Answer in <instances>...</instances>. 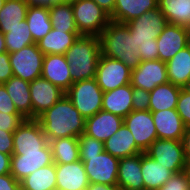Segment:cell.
<instances>
[{
	"mask_svg": "<svg viewBox=\"0 0 190 190\" xmlns=\"http://www.w3.org/2000/svg\"><path fill=\"white\" fill-rule=\"evenodd\" d=\"M73 82L96 77V70L101 56L98 36L82 35L65 53Z\"/></svg>",
	"mask_w": 190,
	"mask_h": 190,
	"instance_id": "cell-4",
	"label": "cell"
},
{
	"mask_svg": "<svg viewBox=\"0 0 190 190\" xmlns=\"http://www.w3.org/2000/svg\"><path fill=\"white\" fill-rule=\"evenodd\" d=\"M183 88L190 93V80L187 82V84Z\"/></svg>",
	"mask_w": 190,
	"mask_h": 190,
	"instance_id": "cell-53",
	"label": "cell"
},
{
	"mask_svg": "<svg viewBox=\"0 0 190 190\" xmlns=\"http://www.w3.org/2000/svg\"><path fill=\"white\" fill-rule=\"evenodd\" d=\"M187 47H188L189 50H190V35H188V38H187Z\"/></svg>",
	"mask_w": 190,
	"mask_h": 190,
	"instance_id": "cell-54",
	"label": "cell"
},
{
	"mask_svg": "<svg viewBox=\"0 0 190 190\" xmlns=\"http://www.w3.org/2000/svg\"><path fill=\"white\" fill-rule=\"evenodd\" d=\"M13 133L0 129V152L9 154L13 153Z\"/></svg>",
	"mask_w": 190,
	"mask_h": 190,
	"instance_id": "cell-44",
	"label": "cell"
},
{
	"mask_svg": "<svg viewBox=\"0 0 190 190\" xmlns=\"http://www.w3.org/2000/svg\"><path fill=\"white\" fill-rule=\"evenodd\" d=\"M104 151L119 159L143 153L124 123L116 133L104 142Z\"/></svg>",
	"mask_w": 190,
	"mask_h": 190,
	"instance_id": "cell-22",
	"label": "cell"
},
{
	"mask_svg": "<svg viewBox=\"0 0 190 190\" xmlns=\"http://www.w3.org/2000/svg\"><path fill=\"white\" fill-rule=\"evenodd\" d=\"M28 6L51 8L62 0H24Z\"/></svg>",
	"mask_w": 190,
	"mask_h": 190,
	"instance_id": "cell-46",
	"label": "cell"
},
{
	"mask_svg": "<svg viewBox=\"0 0 190 190\" xmlns=\"http://www.w3.org/2000/svg\"><path fill=\"white\" fill-rule=\"evenodd\" d=\"M157 3L169 24L190 25V0H158Z\"/></svg>",
	"mask_w": 190,
	"mask_h": 190,
	"instance_id": "cell-31",
	"label": "cell"
},
{
	"mask_svg": "<svg viewBox=\"0 0 190 190\" xmlns=\"http://www.w3.org/2000/svg\"><path fill=\"white\" fill-rule=\"evenodd\" d=\"M0 112H8V114H20L17 111L12 99L8 95L4 84H0Z\"/></svg>",
	"mask_w": 190,
	"mask_h": 190,
	"instance_id": "cell-42",
	"label": "cell"
},
{
	"mask_svg": "<svg viewBox=\"0 0 190 190\" xmlns=\"http://www.w3.org/2000/svg\"><path fill=\"white\" fill-rule=\"evenodd\" d=\"M11 155L0 152V175L10 173Z\"/></svg>",
	"mask_w": 190,
	"mask_h": 190,
	"instance_id": "cell-47",
	"label": "cell"
},
{
	"mask_svg": "<svg viewBox=\"0 0 190 190\" xmlns=\"http://www.w3.org/2000/svg\"><path fill=\"white\" fill-rule=\"evenodd\" d=\"M145 153L174 174L184 170L186 158L182 140L157 138Z\"/></svg>",
	"mask_w": 190,
	"mask_h": 190,
	"instance_id": "cell-9",
	"label": "cell"
},
{
	"mask_svg": "<svg viewBox=\"0 0 190 190\" xmlns=\"http://www.w3.org/2000/svg\"><path fill=\"white\" fill-rule=\"evenodd\" d=\"M79 142V155L80 156H93L98 155L104 151V143L98 141L97 139L86 135L85 133L81 134L78 137Z\"/></svg>",
	"mask_w": 190,
	"mask_h": 190,
	"instance_id": "cell-37",
	"label": "cell"
},
{
	"mask_svg": "<svg viewBox=\"0 0 190 190\" xmlns=\"http://www.w3.org/2000/svg\"><path fill=\"white\" fill-rule=\"evenodd\" d=\"M7 52L4 34L0 31V53Z\"/></svg>",
	"mask_w": 190,
	"mask_h": 190,
	"instance_id": "cell-51",
	"label": "cell"
},
{
	"mask_svg": "<svg viewBox=\"0 0 190 190\" xmlns=\"http://www.w3.org/2000/svg\"><path fill=\"white\" fill-rule=\"evenodd\" d=\"M4 86L12 99L17 111L25 118L32 119V102L30 97V82L12 76Z\"/></svg>",
	"mask_w": 190,
	"mask_h": 190,
	"instance_id": "cell-26",
	"label": "cell"
},
{
	"mask_svg": "<svg viewBox=\"0 0 190 190\" xmlns=\"http://www.w3.org/2000/svg\"><path fill=\"white\" fill-rule=\"evenodd\" d=\"M4 37L8 53L19 51L23 47L35 43L26 19L19 22L18 26L9 29L8 33H4Z\"/></svg>",
	"mask_w": 190,
	"mask_h": 190,
	"instance_id": "cell-36",
	"label": "cell"
},
{
	"mask_svg": "<svg viewBox=\"0 0 190 190\" xmlns=\"http://www.w3.org/2000/svg\"><path fill=\"white\" fill-rule=\"evenodd\" d=\"M26 22L37 43L53 28L49 16V8L29 6L26 14Z\"/></svg>",
	"mask_w": 190,
	"mask_h": 190,
	"instance_id": "cell-34",
	"label": "cell"
},
{
	"mask_svg": "<svg viewBox=\"0 0 190 190\" xmlns=\"http://www.w3.org/2000/svg\"><path fill=\"white\" fill-rule=\"evenodd\" d=\"M36 119L49 142L64 137L78 138L85 132L86 119L66 95Z\"/></svg>",
	"mask_w": 190,
	"mask_h": 190,
	"instance_id": "cell-1",
	"label": "cell"
},
{
	"mask_svg": "<svg viewBox=\"0 0 190 190\" xmlns=\"http://www.w3.org/2000/svg\"><path fill=\"white\" fill-rule=\"evenodd\" d=\"M133 111H147L150 104V92L141 88L132 87Z\"/></svg>",
	"mask_w": 190,
	"mask_h": 190,
	"instance_id": "cell-39",
	"label": "cell"
},
{
	"mask_svg": "<svg viewBox=\"0 0 190 190\" xmlns=\"http://www.w3.org/2000/svg\"><path fill=\"white\" fill-rule=\"evenodd\" d=\"M158 0H115L110 20L127 24L149 10L158 7Z\"/></svg>",
	"mask_w": 190,
	"mask_h": 190,
	"instance_id": "cell-24",
	"label": "cell"
},
{
	"mask_svg": "<svg viewBox=\"0 0 190 190\" xmlns=\"http://www.w3.org/2000/svg\"><path fill=\"white\" fill-rule=\"evenodd\" d=\"M157 190H190V182L182 171L173 174V176Z\"/></svg>",
	"mask_w": 190,
	"mask_h": 190,
	"instance_id": "cell-40",
	"label": "cell"
},
{
	"mask_svg": "<svg viewBox=\"0 0 190 190\" xmlns=\"http://www.w3.org/2000/svg\"><path fill=\"white\" fill-rule=\"evenodd\" d=\"M76 27L81 35L99 36L108 26L110 15L93 0H70Z\"/></svg>",
	"mask_w": 190,
	"mask_h": 190,
	"instance_id": "cell-5",
	"label": "cell"
},
{
	"mask_svg": "<svg viewBox=\"0 0 190 190\" xmlns=\"http://www.w3.org/2000/svg\"><path fill=\"white\" fill-rule=\"evenodd\" d=\"M64 95L63 90L42 77L31 81L32 119H36L45 110L51 108Z\"/></svg>",
	"mask_w": 190,
	"mask_h": 190,
	"instance_id": "cell-15",
	"label": "cell"
},
{
	"mask_svg": "<svg viewBox=\"0 0 190 190\" xmlns=\"http://www.w3.org/2000/svg\"><path fill=\"white\" fill-rule=\"evenodd\" d=\"M167 24L166 17L158 7L146 11L126 24L131 36L139 46L141 61L158 60L156 39Z\"/></svg>",
	"mask_w": 190,
	"mask_h": 190,
	"instance_id": "cell-3",
	"label": "cell"
},
{
	"mask_svg": "<svg viewBox=\"0 0 190 190\" xmlns=\"http://www.w3.org/2000/svg\"><path fill=\"white\" fill-rule=\"evenodd\" d=\"M182 87L170 82L156 86L150 92V111L176 109L179 93Z\"/></svg>",
	"mask_w": 190,
	"mask_h": 190,
	"instance_id": "cell-29",
	"label": "cell"
},
{
	"mask_svg": "<svg viewBox=\"0 0 190 190\" xmlns=\"http://www.w3.org/2000/svg\"><path fill=\"white\" fill-rule=\"evenodd\" d=\"M158 139L182 140L185 128L176 109L151 111Z\"/></svg>",
	"mask_w": 190,
	"mask_h": 190,
	"instance_id": "cell-20",
	"label": "cell"
},
{
	"mask_svg": "<svg viewBox=\"0 0 190 190\" xmlns=\"http://www.w3.org/2000/svg\"><path fill=\"white\" fill-rule=\"evenodd\" d=\"M49 143L37 119H25L13 133L12 155L39 151Z\"/></svg>",
	"mask_w": 190,
	"mask_h": 190,
	"instance_id": "cell-11",
	"label": "cell"
},
{
	"mask_svg": "<svg viewBox=\"0 0 190 190\" xmlns=\"http://www.w3.org/2000/svg\"><path fill=\"white\" fill-rule=\"evenodd\" d=\"M176 111L182 118L186 127L190 126V93L184 88H181L176 106Z\"/></svg>",
	"mask_w": 190,
	"mask_h": 190,
	"instance_id": "cell-38",
	"label": "cell"
},
{
	"mask_svg": "<svg viewBox=\"0 0 190 190\" xmlns=\"http://www.w3.org/2000/svg\"><path fill=\"white\" fill-rule=\"evenodd\" d=\"M13 76L9 53H0V84L6 83Z\"/></svg>",
	"mask_w": 190,
	"mask_h": 190,
	"instance_id": "cell-43",
	"label": "cell"
},
{
	"mask_svg": "<svg viewBox=\"0 0 190 190\" xmlns=\"http://www.w3.org/2000/svg\"><path fill=\"white\" fill-rule=\"evenodd\" d=\"M132 95L131 84H126L114 90L104 92L102 110L124 119L131 111H133Z\"/></svg>",
	"mask_w": 190,
	"mask_h": 190,
	"instance_id": "cell-23",
	"label": "cell"
},
{
	"mask_svg": "<svg viewBox=\"0 0 190 190\" xmlns=\"http://www.w3.org/2000/svg\"><path fill=\"white\" fill-rule=\"evenodd\" d=\"M168 80L171 84L184 87L190 80V50L186 46L166 62Z\"/></svg>",
	"mask_w": 190,
	"mask_h": 190,
	"instance_id": "cell-28",
	"label": "cell"
},
{
	"mask_svg": "<svg viewBox=\"0 0 190 190\" xmlns=\"http://www.w3.org/2000/svg\"><path fill=\"white\" fill-rule=\"evenodd\" d=\"M117 186L125 190H144L141 153L119 160Z\"/></svg>",
	"mask_w": 190,
	"mask_h": 190,
	"instance_id": "cell-21",
	"label": "cell"
},
{
	"mask_svg": "<svg viewBox=\"0 0 190 190\" xmlns=\"http://www.w3.org/2000/svg\"><path fill=\"white\" fill-rule=\"evenodd\" d=\"M93 1H95L109 15L113 13L115 7V0H93Z\"/></svg>",
	"mask_w": 190,
	"mask_h": 190,
	"instance_id": "cell-49",
	"label": "cell"
},
{
	"mask_svg": "<svg viewBox=\"0 0 190 190\" xmlns=\"http://www.w3.org/2000/svg\"><path fill=\"white\" fill-rule=\"evenodd\" d=\"M44 54L37 43L23 47L21 50L9 53L13 76L31 82L41 77Z\"/></svg>",
	"mask_w": 190,
	"mask_h": 190,
	"instance_id": "cell-8",
	"label": "cell"
},
{
	"mask_svg": "<svg viewBox=\"0 0 190 190\" xmlns=\"http://www.w3.org/2000/svg\"><path fill=\"white\" fill-rule=\"evenodd\" d=\"M28 7L24 0H6L0 10V31L8 33L9 29L18 26L26 19Z\"/></svg>",
	"mask_w": 190,
	"mask_h": 190,
	"instance_id": "cell-32",
	"label": "cell"
},
{
	"mask_svg": "<svg viewBox=\"0 0 190 190\" xmlns=\"http://www.w3.org/2000/svg\"><path fill=\"white\" fill-rule=\"evenodd\" d=\"M187 38V27L168 23L156 39L158 59L165 63L168 62L177 52L187 46Z\"/></svg>",
	"mask_w": 190,
	"mask_h": 190,
	"instance_id": "cell-16",
	"label": "cell"
},
{
	"mask_svg": "<svg viewBox=\"0 0 190 190\" xmlns=\"http://www.w3.org/2000/svg\"><path fill=\"white\" fill-rule=\"evenodd\" d=\"M141 172L144 181V190H157L174 174L145 152L141 153Z\"/></svg>",
	"mask_w": 190,
	"mask_h": 190,
	"instance_id": "cell-25",
	"label": "cell"
},
{
	"mask_svg": "<svg viewBox=\"0 0 190 190\" xmlns=\"http://www.w3.org/2000/svg\"><path fill=\"white\" fill-rule=\"evenodd\" d=\"M21 190H56V164L42 167L20 181Z\"/></svg>",
	"mask_w": 190,
	"mask_h": 190,
	"instance_id": "cell-30",
	"label": "cell"
},
{
	"mask_svg": "<svg viewBox=\"0 0 190 190\" xmlns=\"http://www.w3.org/2000/svg\"><path fill=\"white\" fill-rule=\"evenodd\" d=\"M104 92L96 78L73 82L65 95L86 119L102 110Z\"/></svg>",
	"mask_w": 190,
	"mask_h": 190,
	"instance_id": "cell-6",
	"label": "cell"
},
{
	"mask_svg": "<svg viewBox=\"0 0 190 190\" xmlns=\"http://www.w3.org/2000/svg\"><path fill=\"white\" fill-rule=\"evenodd\" d=\"M122 124V117L100 110L93 116L86 118L84 133L104 143L118 131Z\"/></svg>",
	"mask_w": 190,
	"mask_h": 190,
	"instance_id": "cell-19",
	"label": "cell"
},
{
	"mask_svg": "<svg viewBox=\"0 0 190 190\" xmlns=\"http://www.w3.org/2000/svg\"><path fill=\"white\" fill-rule=\"evenodd\" d=\"M98 37L102 55L122 61L130 70L141 63L139 46L126 24L110 21Z\"/></svg>",
	"mask_w": 190,
	"mask_h": 190,
	"instance_id": "cell-2",
	"label": "cell"
},
{
	"mask_svg": "<svg viewBox=\"0 0 190 190\" xmlns=\"http://www.w3.org/2000/svg\"><path fill=\"white\" fill-rule=\"evenodd\" d=\"M49 143L55 164H68L80 160L78 138H57Z\"/></svg>",
	"mask_w": 190,
	"mask_h": 190,
	"instance_id": "cell-33",
	"label": "cell"
},
{
	"mask_svg": "<svg viewBox=\"0 0 190 190\" xmlns=\"http://www.w3.org/2000/svg\"><path fill=\"white\" fill-rule=\"evenodd\" d=\"M187 28H188V35H190V25Z\"/></svg>",
	"mask_w": 190,
	"mask_h": 190,
	"instance_id": "cell-56",
	"label": "cell"
},
{
	"mask_svg": "<svg viewBox=\"0 0 190 190\" xmlns=\"http://www.w3.org/2000/svg\"><path fill=\"white\" fill-rule=\"evenodd\" d=\"M24 120L25 118L21 114H8V112H0V129L14 132Z\"/></svg>",
	"mask_w": 190,
	"mask_h": 190,
	"instance_id": "cell-41",
	"label": "cell"
},
{
	"mask_svg": "<svg viewBox=\"0 0 190 190\" xmlns=\"http://www.w3.org/2000/svg\"><path fill=\"white\" fill-rule=\"evenodd\" d=\"M80 36H82L80 33H67V30H56L52 28L48 34L37 42V45L44 55H65L66 51Z\"/></svg>",
	"mask_w": 190,
	"mask_h": 190,
	"instance_id": "cell-27",
	"label": "cell"
},
{
	"mask_svg": "<svg viewBox=\"0 0 190 190\" xmlns=\"http://www.w3.org/2000/svg\"><path fill=\"white\" fill-rule=\"evenodd\" d=\"M131 71L125 63L101 54L96 70V80L103 92L130 84Z\"/></svg>",
	"mask_w": 190,
	"mask_h": 190,
	"instance_id": "cell-10",
	"label": "cell"
},
{
	"mask_svg": "<svg viewBox=\"0 0 190 190\" xmlns=\"http://www.w3.org/2000/svg\"><path fill=\"white\" fill-rule=\"evenodd\" d=\"M166 63L161 60L141 61L131 71V86L151 92L156 86L168 83Z\"/></svg>",
	"mask_w": 190,
	"mask_h": 190,
	"instance_id": "cell-13",
	"label": "cell"
},
{
	"mask_svg": "<svg viewBox=\"0 0 190 190\" xmlns=\"http://www.w3.org/2000/svg\"><path fill=\"white\" fill-rule=\"evenodd\" d=\"M50 143L39 151L22 152V155H12L10 173L18 181L30 175L39 168L53 164Z\"/></svg>",
	"mask_w": 190,
	"mask_h": 190,
	"instance_id": "cell-12",
	"label": "cell"
},
{
	"mask_svg": "<svg viewBox=\"0 0 190 190\" xmlns=\"http://www.w3.org/2000/svg\"><path fill=\"white\" fill-rule=\"evenodd\" d=\"M50 21L56 30H67V33H79L70 1L62 0L49 8Z\"/></svg>",
	"mask_w": 190,
	"mask_h": 190,
	"instance_id": "cell-35",
	"label": "cell"
},
{
	"mask_svg": "<svg viewBox=\"0 0 190 190\" xmlns=\"http://www.w3.org/2000/svg\"><path fill=\"white\" fill-rule=\"evenodd\" d=\"M183 172L185 173L188 181L190 182V161H186Z\"/></svg>",
	"mask_w": 190,
	"mask_h": 190,
	"instance_id": "cell-52",
	"label": "cell"
},
{
	"mask_svg": "<svg viewBox=\"0 0 190 190\" xmlns=\"http://www.w3.org/2000/svg\"><path fill=\"white\" fill-rule=\"evenodd\" d=\"M186 161H190V126L185 128L182 139Z\"/></svg>",
	"mask_w": 190,
	"mask_h": 190,
	"instance_id": "cell-48",
	"label": "cell"
},
{
	"mask_svg": "<svg viewBox=\"0 0 190 190\" xmlns=\"http://www.w3.org/2000/svg\"><path fill=\"white\" fill-rule=\"evenodd\" d=\"M0 190H21L20 181L11 173L0 175Z\"/></svg>",
	"mask_w": 190,
	"mask_h": 190,
	"instance_id": "cell-45",
	"label": "cell"
},
{
	"mask_svg": "<svg viewBox=\"0 0 190 190\" xmlns=\"http://www.w3.org/2000/svg\"><path fill=\"white\" fill-rule=\"evenodd\" d=\"M118 186H110L106 184L89 183L86 190H117Z\"/></svg>",
	"mask_w": 190,
	"mask_h": 190,
	"instance_id": "cell-50",
	"label": "cell"
},
{
	"mask_svg": "<svg viewBox=\"0 0 190 190\" xmlns=\"http://www.w3.org/2000/svg\"><path fill=\"white\" fill-rule=\"evenodd\" d=\"M41 77L66 92L73 83L66 56L61 54L44 55Z\"/></svg>",
	"mask_w": 190,
	"mask_h": 190,
	"instance_id": "cell-17",
	"label": "cell"
},
{
	"mask_svg": "<svg viewBox=\"0 0 190 190\" xmlns=\"http://www.w3.org/2000/svg\"><path fill=\"white\" fill-rule=\"evenodd\" d=\"M89 180L81 160L56 164V190H86Z\"/></svg>",
	"mask_w": 190,
	"mask_h": 190,
	"instance_id": "cell-18",
	"label": "cell"
},
{
	"mask_svg": "<svg viewBox=\"0 0 190 190\" xmlns=\"http://www.w3.org/2000/svg\"><path fill=\"white\" fill-rule=\"evenodd\" d=\"M123 123L128 127L135 139L136 145L143 152L158 138L150 110L131 111L123 119Z\"/></svg>",
	"mask_w": 190,
	"mask_h": 190,
	"instance_id": "cell-14",
	"label": "cell"
},
{
	"mask_svg": "<svg viewBox=\"0 0 190 190\" xmlns=\"http://www.w3.org/2000/svg\"><path fill=\"white\" fill-rule=\"evenodd\" d=\"M6 0H0V10L2 9V7L4 6Z\"/></svg>",
	"mask_w": 190,
	"mask_h": 190,
	"instance_id": "cell-55",
	"label": "cell"
},
{
	"mask_svg": "<svg viewBox=\"0 0 190 190\" xmlns=\"http://www.w3.org/2000/svg\"><path fill=\"white\" fill-rule=\"evenodd\" d=\"M89 183L117 186L119 158L108 152H101L93 156H80Z\"/></svg>",
	"mask_w": 190,
	"mask_h": 190,
	"instance_id": "cell-7",
	"label": "cell"
}]
</instances>
